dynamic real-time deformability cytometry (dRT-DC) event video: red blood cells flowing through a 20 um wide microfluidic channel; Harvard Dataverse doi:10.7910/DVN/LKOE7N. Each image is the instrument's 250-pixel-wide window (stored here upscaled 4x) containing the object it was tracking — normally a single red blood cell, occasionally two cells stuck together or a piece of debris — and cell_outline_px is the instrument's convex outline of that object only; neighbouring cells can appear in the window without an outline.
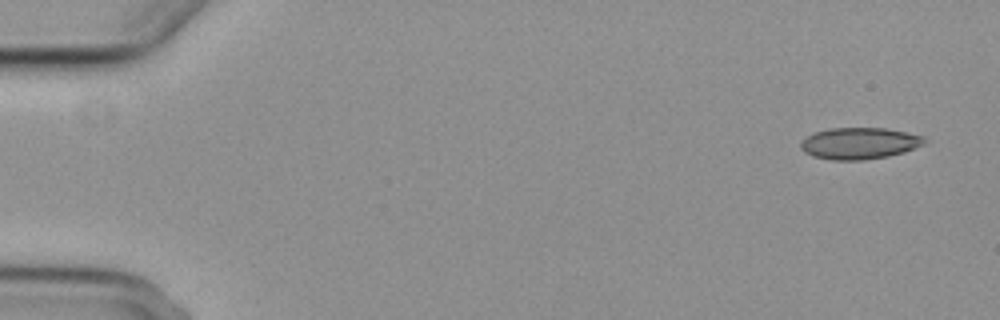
{"species": "common noctule bat (a hibernating species)", "species_latin": "Nyctalus noctula", "temperature_condition": "cold", "stored_images_in_passage": 5, "segment_of_instrument_passage": [1, 2], "camera_frame_rate_fps": 3000, "um_per_image_px": 0.085, "animal": {"sex": "female", "body_mass_g": 29.2, "forearm_length_mm": 56.3}, "frame": {"image": 1, "passage_image": 1, "time_ms": 0.0, "image_size_px": [1000, 320], "cell_outline_px": [[928, 140], [924, 144], [904, 152], [888, 156], [860, 160], [832, 160], [812, 156], [804, 152], [800, 148], [800, 144], [812, 132], [828, 128], [884, 128], [924, 136]], "centroid_in_image_um": [73.03, 12.18], "position_along_channel_um": 12.0, "area_um2": 22.77}}
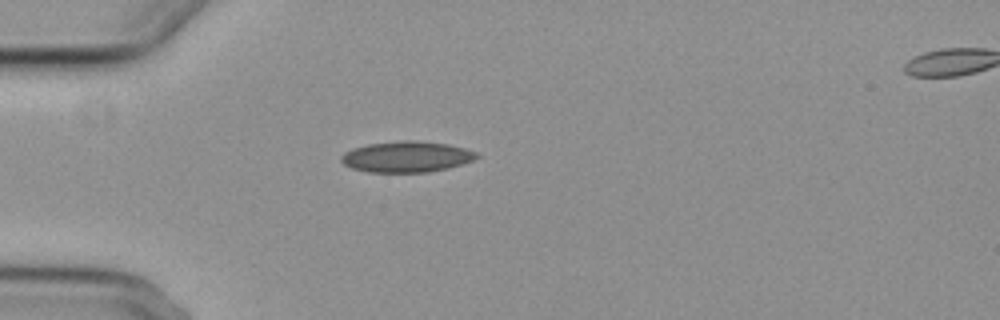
{"frame": {"image": 2, "passage_image": 4, "time_ms": 4.333, "image_size_px": [1000, 320], "cell_outline_px": [[480, 156], [464, 164], [448, 168], [428, 172], [368, 172], [352, 168], [344, 164], [340, 160], [340, 156], [344, 152], [352, 148], [368, 144], [400, 140], [416, 140], [448, 144], [464, 148], [476, 152]], "centroid_in_image_um": [34.55, 13.32], "position_along_channel_um": 50.5, "area_um2": 24.57}}